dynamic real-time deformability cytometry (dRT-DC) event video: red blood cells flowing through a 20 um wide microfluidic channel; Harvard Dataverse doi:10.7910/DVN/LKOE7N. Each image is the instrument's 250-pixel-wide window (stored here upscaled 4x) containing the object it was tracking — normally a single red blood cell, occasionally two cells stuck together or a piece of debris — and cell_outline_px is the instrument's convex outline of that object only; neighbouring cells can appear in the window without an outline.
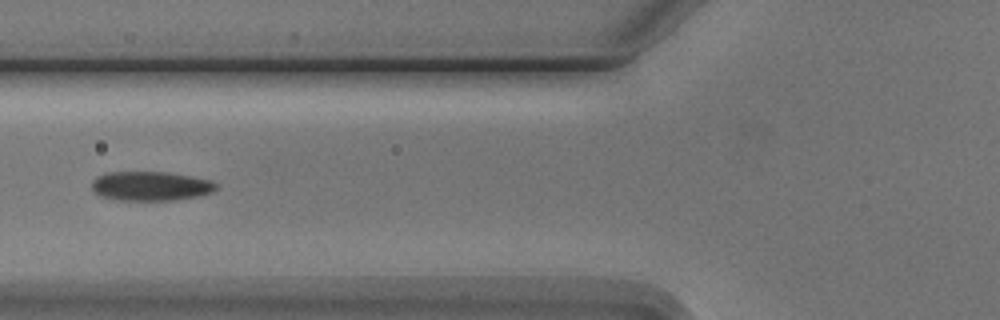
{"species": "Egyptian fruit bat (a non-hibernating species)", "species_latin": "Rousettus aegyptiacus", "temperature_condition": "cold", "stored_images_in_passage": 9, "camera_frame_rate_fps": 3000, "um_per_image_px": 0.085, "animal": {"sex": "male"}, "frame": {"image": 1, "passage_image": 6, "time_ms": 7.0, "image_size_px": [1000, 320], "cell_outline_px": [[216, 188], [212, 192], [200, 196], [176, 200], [116, 200], [100, 196], [92, 188], [92, 180], [96, 176], [108, 172], [164, 172], [212, 180], [216, 184]], "centroid_in_image_um": [12.79, 15.82], "position_along_channel_um": 113.0, "area_um2": 21.21}}
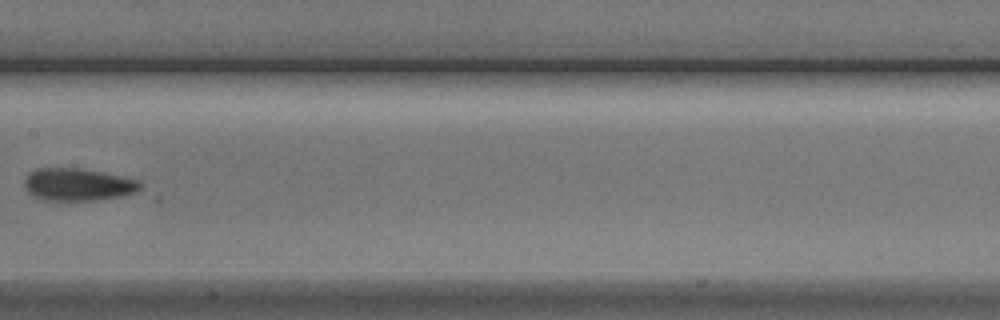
{"frame": {"image": 2, "passage_image": 8, "time_ms": 9.333, "image_size_px": [1000, 320], "cell_outline_px": [[140, 188], [136, 192], [124, 196], [96, 200], [40, 200], [32, 196], [24, 188], [24, 176], [28, 172], [36, 168], [80, 168], [100, 172], [136, 180], [140, 184]], "centroid_in_image_um": [6.52, 15.69], "position_along_channel_um": 200.9, "area_um2": 21.96}}
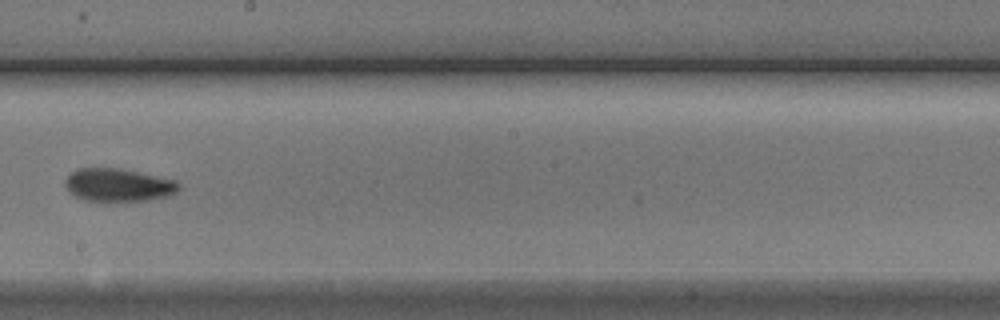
{"frame": {"image": 3, "passage_image": 9, "time_ms": 10.333, "image_size_px": [1000, 320], "cell_outline_px": [[180, 188], [176, 192], [168, 196], [148, 200], [84, 200], [68, 192], [64, 184], [64, 180], [72, 172], [80, 168], [116, 168], [176, 180], [180, 184]], "centroid_in_image_um": [10.04, 15.72], "position_along_channel_um": 238.2, "area_um2": 21.5}}